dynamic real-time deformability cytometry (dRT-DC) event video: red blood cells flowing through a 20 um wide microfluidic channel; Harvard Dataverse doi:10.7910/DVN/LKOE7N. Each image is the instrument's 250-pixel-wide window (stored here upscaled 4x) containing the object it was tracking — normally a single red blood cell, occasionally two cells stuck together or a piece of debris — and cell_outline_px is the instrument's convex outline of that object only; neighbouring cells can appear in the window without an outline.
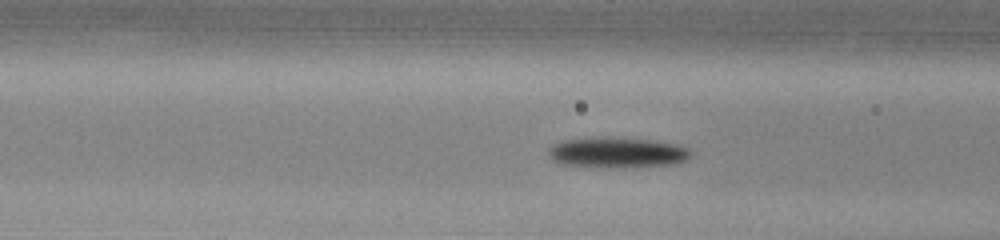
{"species": "common noctule bat (a hibernating species)", "species_latin": "Nyctalus noctula", "temperature_condition": "warm", "stored_images_in_passage": 44, "camera_frame_rate_fps": 3000, "um_per_image_px": 0.085, "animal": {"sex": "male", "body_mass_g": 13.0, "forearm_length_mm": 53.1}, "frame": {"image": 1, "passage_image": 12, "time_ms": 3.667, "image_size_px": [1000, 240], "cell_outline_px": [[692, 156], [688, 160], [672, 164], [632, 168], [612, 168], [564, 164], [552, 160], [548, 152], [548, 148], [552, 144], [564, 140], [652, 140], [676, 144], [688, 148], [692, 152]], "centroid_in_image_um": [52.54, 13.03], "position_along_channel_um": 114.1, "area_um2": 24.51}}
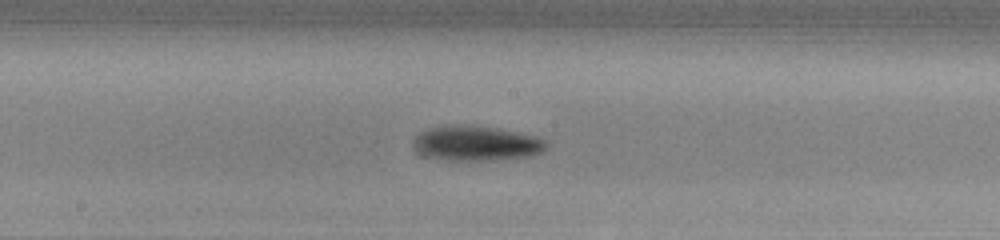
{"frame": {"image": 2, "passage_image": 19, "time_ms": 6.0, "image_size_px": [1000, 240], "cell_outline_px": [[548, 148], [532, 156], [488, 160], [444, 160], [420, 156], [416, 148], [416, 136], [420, 132], [428, 128], [444, 124], [472, 124], [496, 128], [540, 136], [548, 144]], "centroid_in_image_um": [40.49, 12.16], "position_along_channel_um": 207.7, "area_um2": 27.51}}
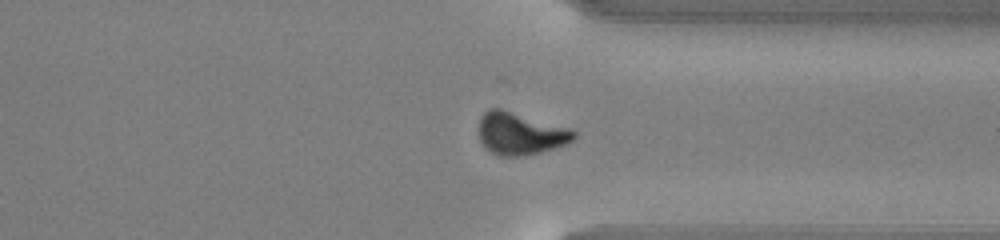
{"frame": {"image": 3, "passage_image": 31, "time_ms": 10.0, "image_size_px": [1000, 240], "cell_outline_px": [[576, 136], [568, 144], [556, 148], [524, 156], [496, 156], [484, 148], [480, 140], [480, 116], [488, 108], [500, 108], [572, 128], [576, 132]], "centroid_in_image_um": [44.24, 11.36], "position_along_channel_um": 367.2, "area_um2": 23.81}, "authors_computed_cell_mechanics": {"area_um2": 23.9292, "velocity_mm_per_s": 4.011, "shape_relaxation_time_tau1_ms": 2.8414, "shape_relaxation_time_tau2_ms": null, "deformation_change_tau1": 0.1349, "deformation_change_tau2": null}}